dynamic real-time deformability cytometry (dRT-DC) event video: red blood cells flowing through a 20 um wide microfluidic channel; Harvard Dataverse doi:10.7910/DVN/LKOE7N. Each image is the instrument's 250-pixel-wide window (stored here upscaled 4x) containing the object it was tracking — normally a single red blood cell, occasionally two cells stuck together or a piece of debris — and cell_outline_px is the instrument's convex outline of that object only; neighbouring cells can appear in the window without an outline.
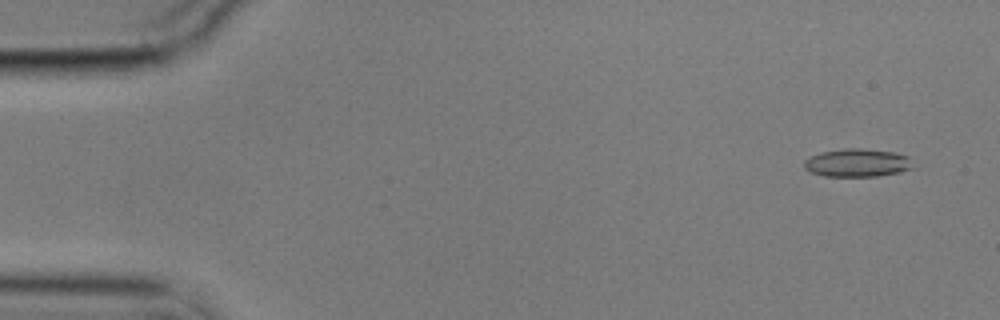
{"species": "common noctule bat (a hibernating species)", "species_latin": "Nyctalus noctula", "temperature_condition": "cold", "stored_images_in_passage": 57, "camera_frame_rate_fps": 3000, "um_per_image_px": 0.085, "animal": {"sex": "male", "body_mass_g": 17.9}, "frame": {"image": 1, "passage_image": 4, "time_ms": 1.0, "image_size_px": [1000, 320], "cell_outline_px": [[916, 168], [900, 172], [876, 176], [824, 176], [812, 172], [804, 168], [804, 160], [820, 152], [844, 148], [860, 148], [896, 152], [908, 156]], "centroid_in_image_um": [72.91, 13.83], "position_along_channel_um": 12.1, "area_um2": 17.98}}
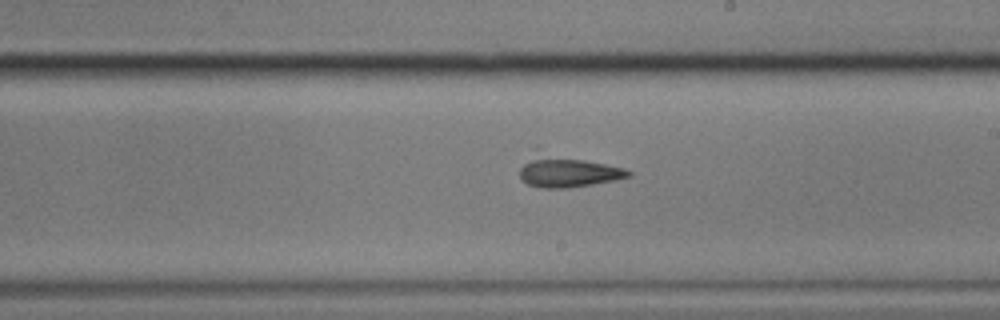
{"frame": {"image": 2, "passage_image": 33, "time_ms": 10.667, "image_size_px": [1000, 320], "cell_outline_px": [[632, 176], [616, 180], [568, 188], [540, 188], [528, 184], [520, 180], [520, 168], [524, 164], [532, 160], [580, 160], [604, 164], [624, 168], [632, 172]], "centroid_in_image_um": [48.38, 14.74], "position_along_channel_um": 240.6, "area_um2": 17.51}}
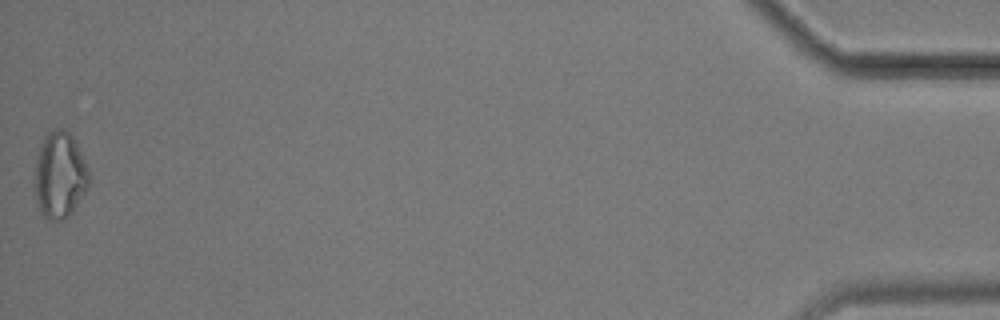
{"frame": {"image": 3, "passage_image": 57, "time_ms": 18.667, "image_size_px": [1000, 320], "cell_outline_px": [[88, 188], [72, 212], [68, 216], [60, 220], [48, 220], [40, 216], [36, 200], [36, 160], [40, 144], [44, 136], [52, 128], [64, 128], [76, 140], [84, 160], [88, 172]], "centroid_in_image_um": [5.07, 14.88], "position_along_channel_um": 430.1, "area_um2": 27.34}}